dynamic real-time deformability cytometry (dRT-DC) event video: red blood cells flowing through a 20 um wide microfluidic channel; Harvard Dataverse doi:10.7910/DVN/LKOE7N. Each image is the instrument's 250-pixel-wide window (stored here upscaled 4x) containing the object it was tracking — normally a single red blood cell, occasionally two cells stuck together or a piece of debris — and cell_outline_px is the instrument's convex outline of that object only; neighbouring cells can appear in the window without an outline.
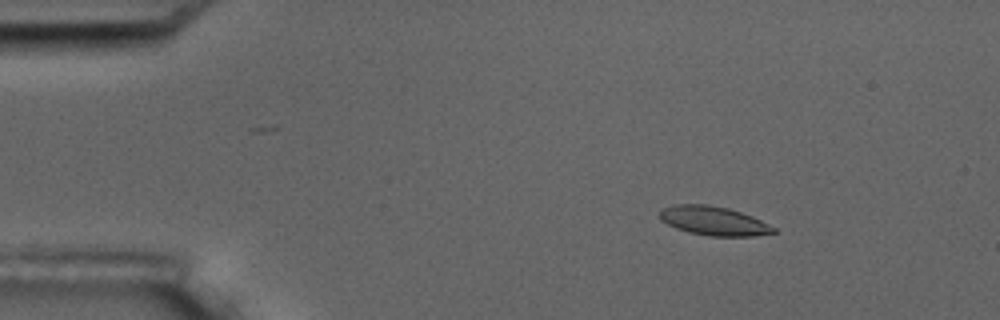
{"species": "common noctule bat (a hibernating species)", "species_latin": "Nyctalus noctula", "temperature_condition": "room temperature", "stored_images_in_passage": 4, "camera_frame_rate_fps": 3000, "um_per_image_px": 0.085, "animal": {"sex": "male", "body_mass_g": 17.5, "forearm_length_mm": 52.3}, "frame": {"image": 1, "passage_image": 2, "time_ms": 1.333, "image_size_px": [1000, 320], "cell_outline_px": [[776, 232], [752, 236], [708, 236], [688, 232], [676, 228], [660, 220], [660, 212], [664, 208], [672, 204], [708, 204], [728, 208], [752, 216], [776, 228]], "centroid_in_image_um": [60.64, 18.77], "position_along_channel_um": 24.4, "area_um2": 19.19}}
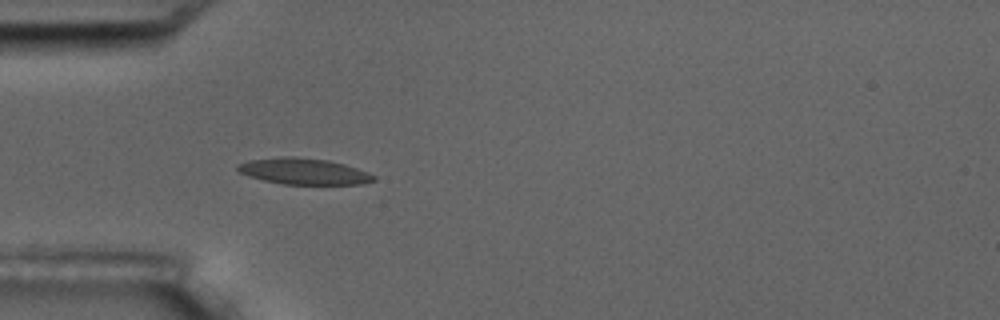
{"frame": {"image": 2, "passage_image": 4, "time_ms": 4.333, "image_size_px": [1000, 320], "cell_outline_px": [[376, 180], [364, 184], [284, 184], [264, 180], [248, 176], [240, 172], [236, 168], [236, 164], [248, 160], [280, 156], [292, 156], [328, 160], [344, 164], [368, 172], [376, 176]], "centroid_in_image_um": [25.81, 14.55], "position_along_channel_um": 59.2, "area_um2": 20.87}}